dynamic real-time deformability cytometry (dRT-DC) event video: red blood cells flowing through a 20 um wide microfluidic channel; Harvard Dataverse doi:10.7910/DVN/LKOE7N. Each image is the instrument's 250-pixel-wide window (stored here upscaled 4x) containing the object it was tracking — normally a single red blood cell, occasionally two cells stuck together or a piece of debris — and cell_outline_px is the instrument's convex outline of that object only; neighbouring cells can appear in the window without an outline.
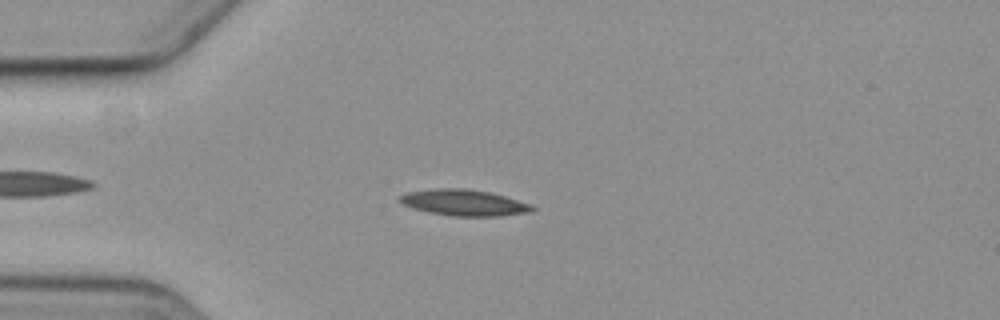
{"species": "common noctule bat (a hibernating species)", "species_latin": "Nyctalus noctula", "temperature_condition": "cold", "stored_images_in_passage": 52, "camera_frame_rate_fps": 3000, "um_per_image_px": 0.085, "animal": {"sex": "female", "body_mass_g": 19.3, "forearm_length_mm": 54.1}, "frame": {"image": 1, "passage_image": 9, "time_ms": 2.667, "image_size_px": [1000, 320], "cell_outline_px": [[536, 212], [500, 216], [452, 216], [428, 212], [412, 208], [396, 200], [400, 196], [408, 192], [440, 188], [464, 188], [488, 192], [504, 196], [528, 204], [536, 208]], "centroid_in_image_um": [39.45, 17.24], "position_along_channel_um": 45.6, "area_um2": 20.11}}
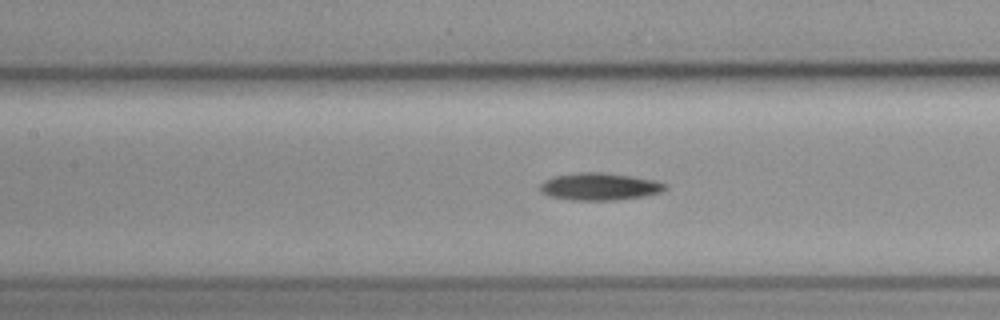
{"frame": {"image": 2, "passage_image": 20, "time_ms": 6.333, "image_size_px": [1000, 320], "cell_outline_px": [[668, 188], [660, 192], [644, 196], [616, 200], [572, 200], [548, 196], [540, 192], [540, 184], [544, 180], [552, 176], [576, 172], [604, 172], [652, 180], [668, 184]], "centroid_in_image_um": [50.91, 15.86], "position_along_channel_um": 156.5, "area_um2": 20.0}}
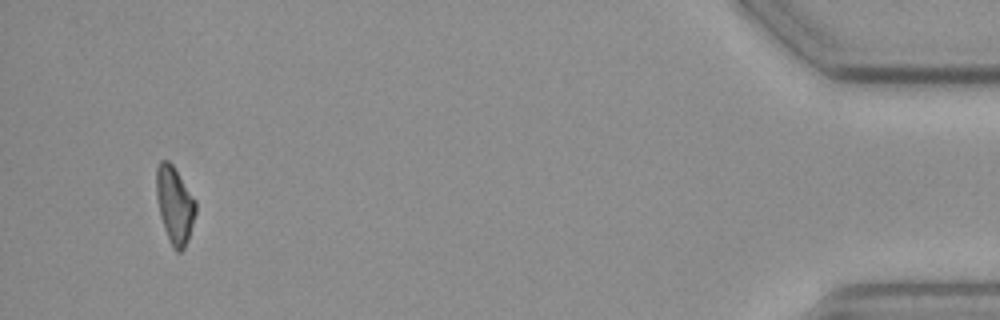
{"frame": {"image": 3, "passage_image": 49, "time_ms": 16.0, "image_size_px": [1000, 320], "cell_outline_px": [[196, 212], [188, 240], [184, 248], [180, 252], [176, 252], [172, 248], [164, 228], [160, 216], [156, 196], [156, 168], [160, 160], [168, 160], [172, 164], [196, 200]], "centroid_in_image_um": [14.84, 17.42], "position_along_channel_um": 420.4, "area_um2": 17.74}, "authors_computed_cell_mechanics": {"area_um2": 18.6694, "velocity_mm_per_s": 3.5708, "shape_relaxation_time_tau1_ms": 7.0487, "shape_relaxation_time_tau2_ms": null, "deformation_change_tau1": 0.1405, "deformation_change_tau2": null}}